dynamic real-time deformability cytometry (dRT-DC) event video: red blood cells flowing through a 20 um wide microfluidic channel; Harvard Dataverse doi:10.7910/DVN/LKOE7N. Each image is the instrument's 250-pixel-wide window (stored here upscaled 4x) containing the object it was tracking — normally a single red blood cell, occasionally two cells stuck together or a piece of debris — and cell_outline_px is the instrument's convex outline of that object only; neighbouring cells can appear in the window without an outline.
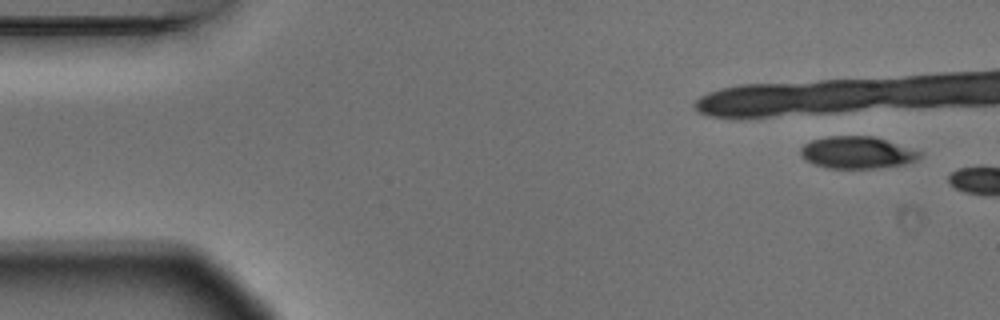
{"species": "Egyptian fruit bat (a non-hibernating species)", "species_latin": "Rousettus aegyptiacus", "temperature_condition": "warm", "stored_images_in_passage": 2, "camera_frame_rate_fps": 3000, "um_per_image_px": 0.085, "animal": {"sex": "male"}, "frame": {"image": 1, "passage_image": 1, "time_ms": 0.0, "image_size_px": [1000, 320], "cell_outline_px": [[924, 152], [916, 160], [904, 164], [880, 168], [828, 168], [804, 160], [800, 152], [800, 148], [804, 144], [812, 140], [832, 136], [872, 136]], "centroid_in_image_um": [72.86, 12.97], "position_along_channel_um": 12.1, "area_um2": 22.14}}